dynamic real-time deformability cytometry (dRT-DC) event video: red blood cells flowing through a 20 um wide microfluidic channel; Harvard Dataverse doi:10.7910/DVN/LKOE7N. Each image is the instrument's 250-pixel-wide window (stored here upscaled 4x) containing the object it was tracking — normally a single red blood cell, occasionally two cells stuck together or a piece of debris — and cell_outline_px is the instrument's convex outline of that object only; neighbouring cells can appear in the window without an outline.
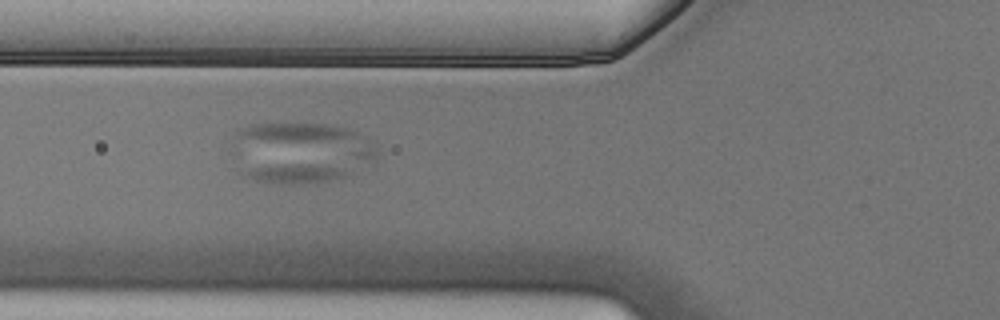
{"species": "Egyptian fruit bat (a non-hibernating species)", "species_latin": "Rousettus aegyptiacus", "temperature_condition": "cold", "stored_images_in_passage": 6, "camera_frame_rate_fps": 3000, "um_per_image_px": 0.085, "animal": {"sex": "male"}, "frame": {"image": 1, "passage_image": 6, "time_ms": 1.667, "image_size_px": [1000, 320], "cell_outline_px": [[352, 176], [340, 180], [300, 184], [280, 184], [252, 180], [240, 176], [236, 172], [252, 168], [292, 164], [312, 164], [348, 168]], "centroid_in_image_um": [25.16, 14.78], "position_along_channel_um": 100.6, "area_um2": 12.43}}